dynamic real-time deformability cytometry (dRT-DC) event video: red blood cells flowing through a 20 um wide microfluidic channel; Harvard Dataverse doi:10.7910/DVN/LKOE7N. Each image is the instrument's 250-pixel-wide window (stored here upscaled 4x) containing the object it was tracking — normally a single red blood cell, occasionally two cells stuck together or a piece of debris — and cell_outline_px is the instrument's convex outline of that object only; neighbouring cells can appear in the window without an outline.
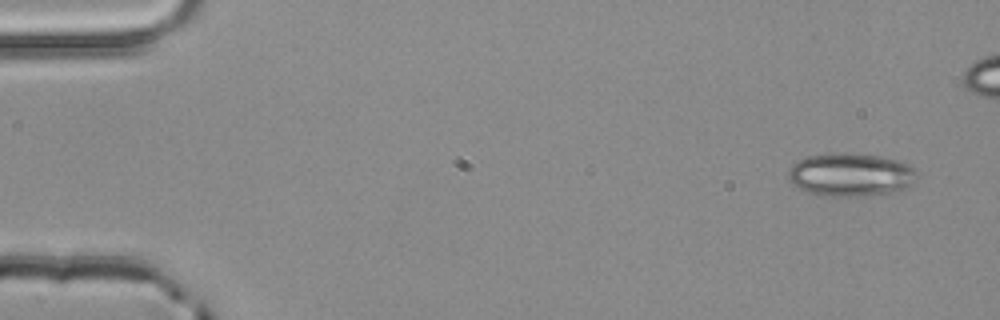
{"species": "common noctule bat (a hibernating species)", "species_latin": "Nyctalus noctula", "temperature_condition": "room temperature", "stored_images_in_passage": 5, "camera_frame_rate_fps": 3000, "um_per_image_px": 0.085, "animal": {"sex": "male", "body_mass_g": 20.4}, "frame": {"image": 1, "passage_image": 1, "time_ms": 0.0, "image_size_px": [1000, 320], "cell_outline_px": [[916, 180], [904, 188], [888, 192], [856, 196], [820, 196], [804, 192], [792, 184], [788, 176], [788, 168], [792, 164], [808, 156], [840, 152], [848, 152], [876, 156], [896, 160], [908, 164], [916, 172]], "centroid_in_image_um": [72.23, 14.85], "position_along_channel_um": 12.8, "area_um2": 32.25}}